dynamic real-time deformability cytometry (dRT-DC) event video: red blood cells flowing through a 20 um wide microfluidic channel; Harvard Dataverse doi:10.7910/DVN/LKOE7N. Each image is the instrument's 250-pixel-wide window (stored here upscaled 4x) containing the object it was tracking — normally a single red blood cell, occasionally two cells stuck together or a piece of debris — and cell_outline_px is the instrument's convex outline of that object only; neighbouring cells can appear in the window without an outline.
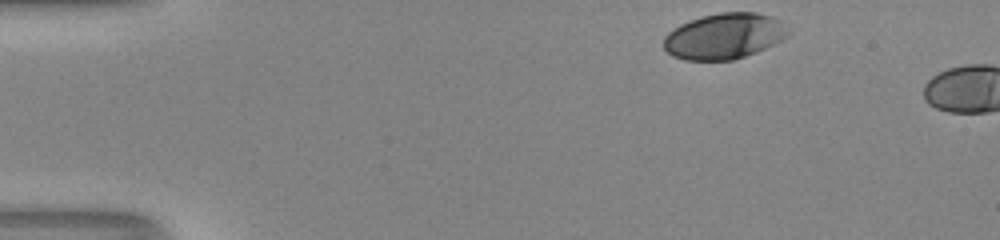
{"species": "human", "species_latin": "Homo sapiens", "temperature_condition": "room temperature", "stored_images_in_passage": 5, "camera_frame_rate_fps": 3000, "um_per_image_px": 0.085, "donor": {"sex": "male"}, "frame": {"image": 1, "passage_image": 1, "time_ms": 0.0, "image_size_px": [1000, 240], "cell_outline_px": [[788, 36], [756, 52], [732, 60], [684, 60], [672, 56], [664, 48], [664, 36], [668, 32], [680, 24], [688, 20], [720, 12], [756, 12], [772, 16], [780, 20], [788, 32]], "centroid_in_image_um": [61.52, 3.07], "position_along_channel_um": 23.5, "area_um2": 33.06}}